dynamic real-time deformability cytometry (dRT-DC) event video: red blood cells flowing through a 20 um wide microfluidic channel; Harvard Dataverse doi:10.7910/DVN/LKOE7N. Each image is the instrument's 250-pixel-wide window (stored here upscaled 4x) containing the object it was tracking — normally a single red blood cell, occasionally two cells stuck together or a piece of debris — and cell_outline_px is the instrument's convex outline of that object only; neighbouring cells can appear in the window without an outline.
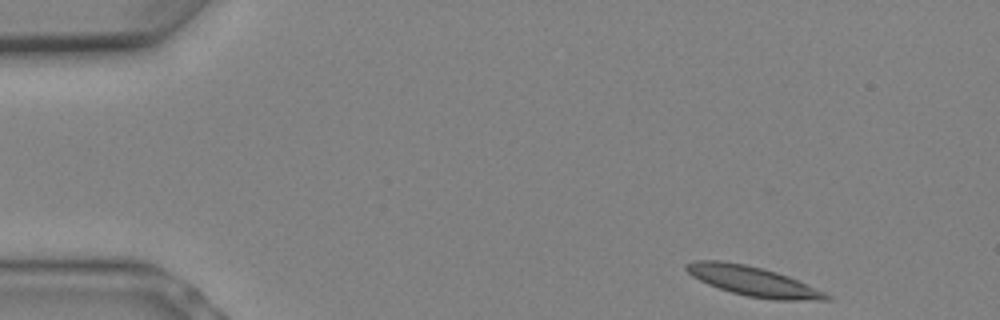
{"species": "Egyptian fruit bat (a non-hibernating species)", "species_latin": "Rousettus aegyptiacus", "temperature_condition": "warm", "stored_images_in_passage": 5, "camera_frame_rate_fps": 3000, "um_per_image_px": 0.085, "animal": {"sex": "female"}, "frame": {"image": 1, "passage_image": 1, "time_ms": 0.0, "image_size_px": [1000, 320], "cell_outline_px": [[832, 300], [776, 300], [748, 296], [732, 292], [708, 284], [692, 276], [684, 268], [684, 264], [696, 260], [720, 260], [744, 264], [776, 272], [788, 276], [816, 288], [832, 296]], "centroid_in_image_um": [64.0, 23.9], "position_along_channel_um": 21.0, "area_um2": 23.93}}